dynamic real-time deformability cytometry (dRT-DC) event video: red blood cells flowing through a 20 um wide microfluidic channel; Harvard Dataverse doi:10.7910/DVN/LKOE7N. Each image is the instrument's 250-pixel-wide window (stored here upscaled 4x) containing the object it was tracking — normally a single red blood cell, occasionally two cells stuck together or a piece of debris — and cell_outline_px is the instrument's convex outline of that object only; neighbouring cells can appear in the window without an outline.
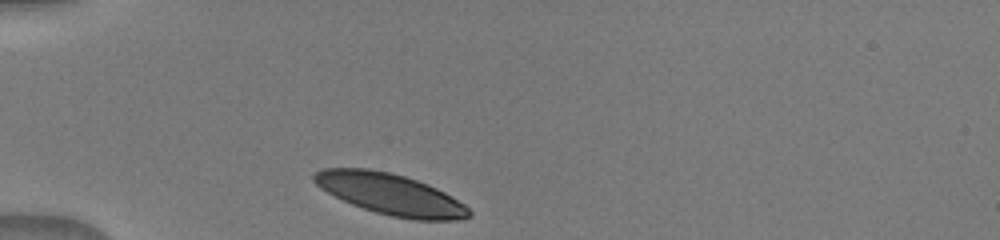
{"species": "human", "species_latin": "Homo sapiens", "temperature_condition": "warm", "stored_images_in_passage": 8, "camera_frame_rate_fps": 3000, "um_per_image_px": 0.085, "donor": {"sex": "male"}, "frame": {"image": 1, "passage_image": 1, "time_ms": 0.0, "image_size_px": [1000, 240], "cell_outline_px": [[472, 216], [460, 220], [412, 220], [392, 216], [376, 212], [352, 204], [320, 188], [312, 180], [312, 176], [320, 168], [368, 168], [388, 172], [404, 176], [428, 184], [444, 192], [464, 204], [472, 212]], "centroid_in_image_um": [33.19, 16.51], "position_along_channel_um": 51.8, "area_um2": 36.99}}
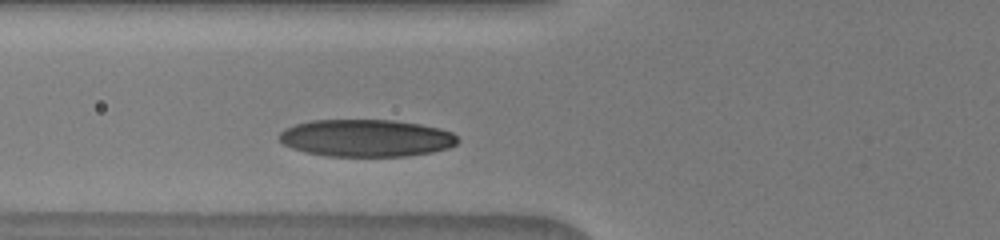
{"frame": {"image": 2, "passage_image": 5, "time_ms": 1.667, "image_size_px": [1000, 240], "cell_outline_px": [[460, 140], [456, 144], [448, 148], [432, 152], [404, 156], [328, 156], [304, 152], [292, 148], [284, 144], [280, 140], [280, 132], [296, 124], [312, 120], [392, 120], [420, 124], [440, 128], [452, 132]], "centroid_in_image_um": [31.15, 11.73], "position_along_channel_um": 94.6, "area_um2": 38.67}}
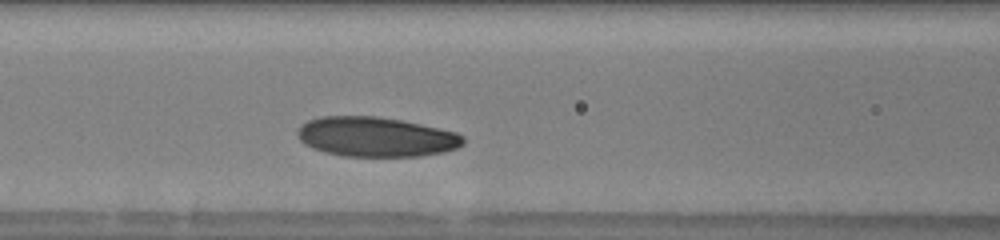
{"frame": {"image": 3, "passage_image": 8, "time_ms": 2.667, "image_size_px": [1000, 240], "cell_outline_px": [[464, 144], [456, 148], [444, 152], [420, 156], [344, 156], [324, 152], [312, 148], [304, 144], [296, 136], [296, 132], [308, 120], [320, 116], [376, 116], [400, 120], [420, 124], [456, 132], [464, 136]], "centroid_in_image_um": [31.94, 11.63], "position_along_channel_um": 134.7, "area_um2": 38.38}}